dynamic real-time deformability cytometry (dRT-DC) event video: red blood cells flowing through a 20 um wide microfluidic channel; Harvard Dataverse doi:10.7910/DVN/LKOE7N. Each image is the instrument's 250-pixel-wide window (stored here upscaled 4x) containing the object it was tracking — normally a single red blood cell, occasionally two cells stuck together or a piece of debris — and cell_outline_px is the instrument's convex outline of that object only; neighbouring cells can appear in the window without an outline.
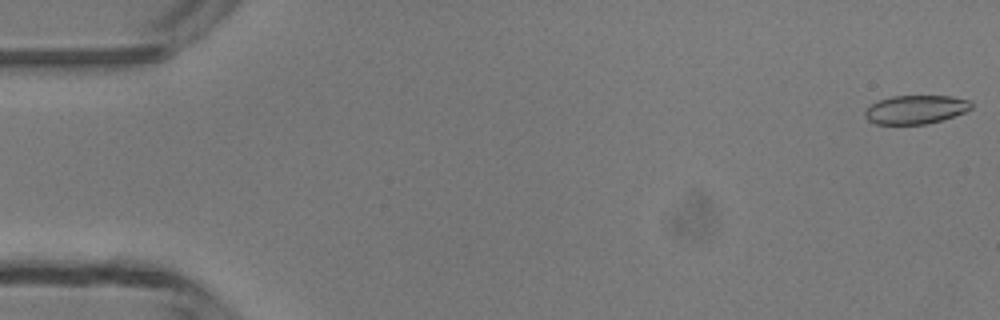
{"species": "common noctule bat (a hibernating species)", "species_latin": "Nyctalus noctula", "temperature_condition": "room temperature", "stored_images_in_passage": 6, "camera_frame_rate_fps": 3000, "um_per_image_px": 0.085, "animal": {"sex": "male", "body_mass_g": 13.3}, "frame": {"image": 1, "passage_image": 1, "time_ms": 0.0, "image_size_px": [1000, 320], "cell_outline_px": [[972, 108], [964, 112], [940, 120], [924, 124], [876, 124], [868, 120], [864, 116], [864, 112], [872, 104], [880, 100], [892, 96], [952, 96], [972, 100]], "centroid_in_image_um": [77.85, 9.3], "position_along_channel_um": 7.2, "area_um2": 17.63}}
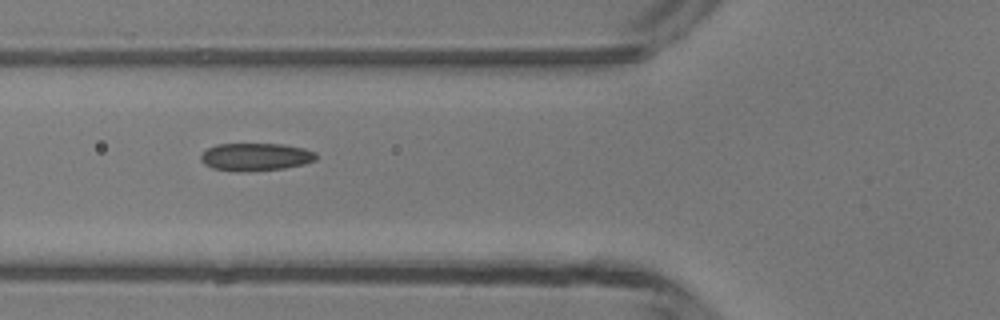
{"frame": {"image": 2, "passage_image": 6, "time_ms": 5.667, "image_size_px": [1000, 320], "cell_outline_px": [[316, 160], [304, 164], [284, 168], [212, 168], [204, 164], [200, 160], [200, 156], [208, 148], [216, 144], [284, 144], [304, 148], [316, 152]], "centroid_in_image_um": [21.78, 13.27], "position_along_channel_um": 104.0, "area_um2": 17.63}}